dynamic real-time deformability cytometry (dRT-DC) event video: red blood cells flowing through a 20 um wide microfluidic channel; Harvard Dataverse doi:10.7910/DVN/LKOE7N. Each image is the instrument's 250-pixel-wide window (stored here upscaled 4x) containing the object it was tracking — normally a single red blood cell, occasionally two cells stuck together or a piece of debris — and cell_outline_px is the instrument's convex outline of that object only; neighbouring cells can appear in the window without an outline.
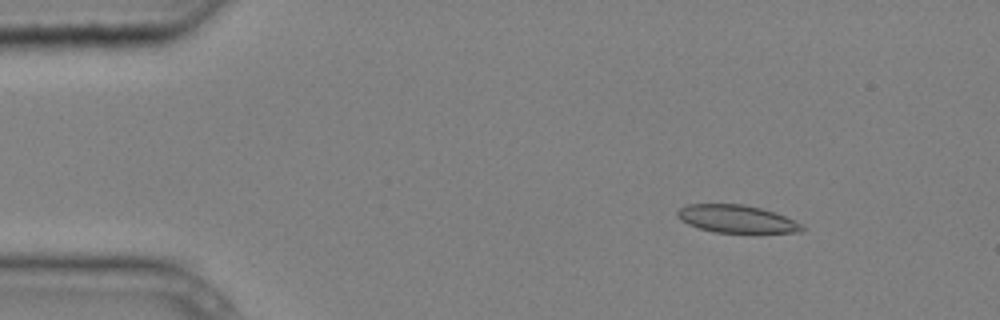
{"species": "common noctule bat (a hibernating species)", "species_latin": "Nyctalus noctula", "temperature_condition": "cold", "stored_images_in_passage": 2, "camera_frame_rate_fps": 3000, "um_per_image_px": 0.085, "animal": {"sex": "male", "body_mass_g": 20.4}, "frame": {"image": 1, "passage_image": 1, "time_ms": 0.0, "image_size_px": [1000, 320], "cell_outline_px": [[804, 232], [712, 232], [688, 224], [680, 220], [676, 212], [680, 208], [688, 204], [744, 204], [760, 208], [784, 216], [800, 224], [804, 228]], "centroid_in_image_um": [62.56, 18.6], "position_along_channel_um": 22.4, "area_um2": 19.77}}